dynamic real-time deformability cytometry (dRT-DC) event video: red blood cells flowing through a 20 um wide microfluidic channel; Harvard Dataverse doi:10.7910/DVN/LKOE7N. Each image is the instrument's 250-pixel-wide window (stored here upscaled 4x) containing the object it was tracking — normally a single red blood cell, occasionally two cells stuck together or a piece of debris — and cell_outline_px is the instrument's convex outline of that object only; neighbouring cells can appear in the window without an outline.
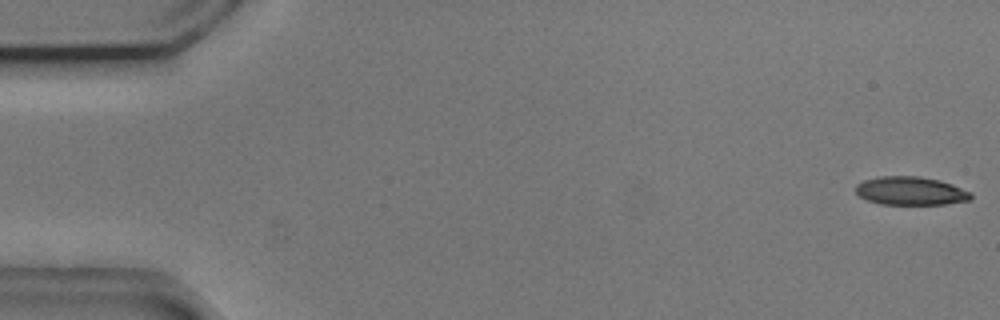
{"species": "common noctule bat (a hibernating species)", "species_latin": "Nyctalus noctula", "temperature_condition": "cold", "stored_images_in_passage": 10, "camera_frame_rate_fps": 3000, "um_per_image_px": 0.085, "animal": {"sex": "male", "body_mass_g": 20.5, "forearm_length_mm": 52.5}, "frame": {"image": 1, "passage_image": 1, "time_ms": 0.0, "image_size_px": [1000, 320], "cell_outline_px": [[972, 196], [968, 200], [944, 204], [880, 204], [868, 200], [860, 196], [856, 192], [856, 184], [864, 180], [880, 176], [920, 176], [940, 180], [952, 184], [972, 192]], "centroid_in_image_um": [77.41, 16.22], "position_along_channel_um": 7.6, "area_um2": 19.02}}